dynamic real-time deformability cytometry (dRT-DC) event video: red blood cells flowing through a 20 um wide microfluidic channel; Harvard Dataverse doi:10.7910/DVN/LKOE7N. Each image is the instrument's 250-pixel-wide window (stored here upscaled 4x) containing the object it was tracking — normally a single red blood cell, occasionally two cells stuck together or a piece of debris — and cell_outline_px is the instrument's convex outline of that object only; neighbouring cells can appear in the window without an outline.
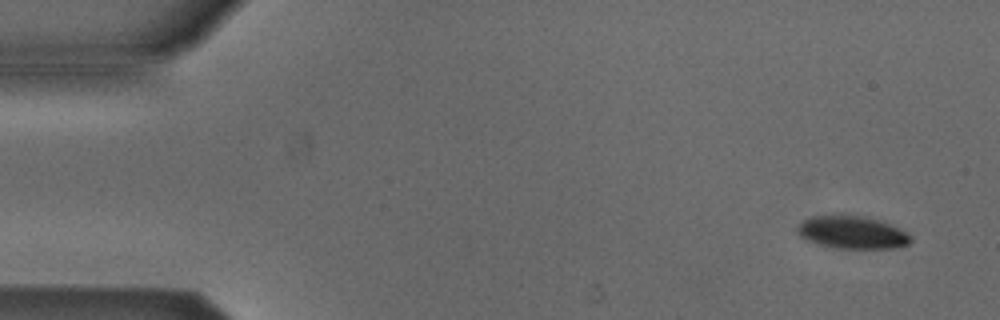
{"species": "Egyptian fruit bat (a non-hibernating species)", "species_latin": "Rousettus aegyptiacus", "temperature_condition": "cold", "stored_images_in_passage": 6, "segment_of_instrument_passage": [2, 2], "camera_frame_rate_fps": 3000, "um_per_image_px": 0.085, "animal": {"sex": "male"}, "frame": {"image": 1, "passage_image": 6, "time_ms": 1.667, "image_size_px": [1000, 320], "cell_outline_px": [[912, 240], [908, 244], [892, 248], [836, 248], [804, 240], [796, 232], [796, 228], [804, 220], [812, 216], [864, 216], [880, 220], [912, 236]], "centroid_in_image_um": [72.4, 19.76], "position_along_channel_um": 12.6, "area_um2": 21.21}}